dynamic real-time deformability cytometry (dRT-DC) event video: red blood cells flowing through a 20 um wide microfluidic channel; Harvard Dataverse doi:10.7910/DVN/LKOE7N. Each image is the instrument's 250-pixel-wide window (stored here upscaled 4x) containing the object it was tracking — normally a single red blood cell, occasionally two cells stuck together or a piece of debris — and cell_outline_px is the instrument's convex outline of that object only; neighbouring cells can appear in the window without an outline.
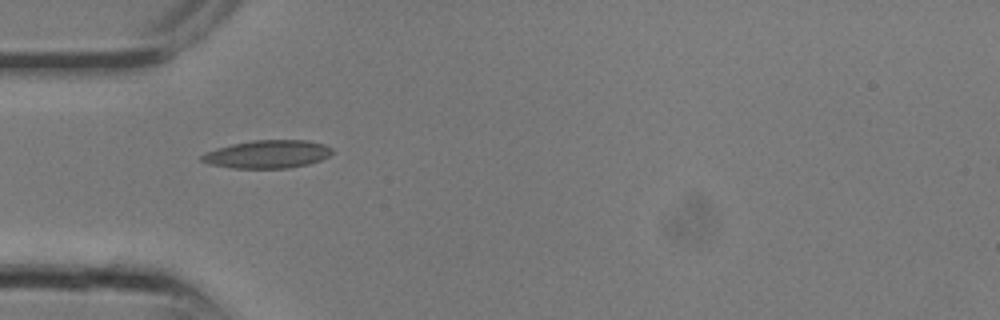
{"species": "common noctule bat (a hibernating species)", "species_latin": "Nyctalus noctula", "temperature_condition": "room temperature", "stored_images_in_passage": 4, "camera_frame_rate_fps": 3000, "um_per_image_px": 0.085, "animal": {"sex": "male", "body_mass_g": 13.3}, "frame": {"image": 1, "passage_image": 1, "time_ms": 0.0, "image_size_px": [1000, 320], "cell_outline_px": [[336, 152], [320, 160], [308, 164], [288, 168], [232, 168], [208, 164], [200, 160], [200, 156], [204, 152], [216, 148], [232, 144], [252, 140], [308, 140], [324, 144], [332, 148]], "centroid_in_image_um": [22.73, 13.1], "position_along_channel_um": 62.3, "area_um2": 21.5}}
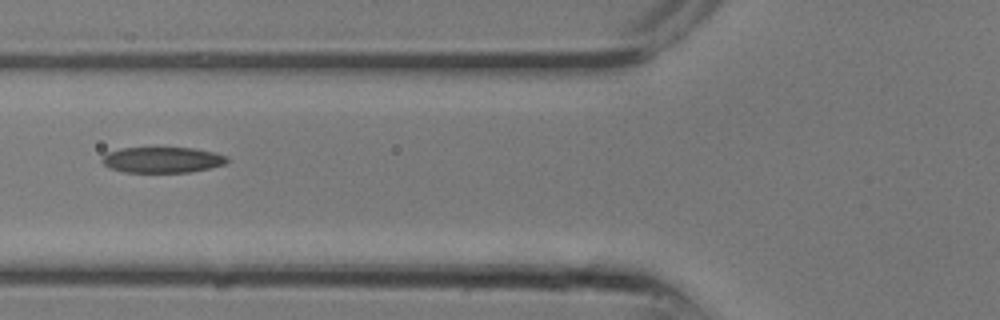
{"frame": {"image": 2, "passage_image": 3, "time_ms": 0.667, "image_size_px": [1000, 320], "cell_outline_px": [[228, 160], [224, 164], [208, 168], [188, 172], [124, 172], [108, 168], [100, 160], [108, 152], [120, 148], [196, 148], [216, 152], [228, 156]], "centroid_in_image_um": [13.79, 13.58], "position_along_channel_um": 112.0, "area_um2": 18.79}}